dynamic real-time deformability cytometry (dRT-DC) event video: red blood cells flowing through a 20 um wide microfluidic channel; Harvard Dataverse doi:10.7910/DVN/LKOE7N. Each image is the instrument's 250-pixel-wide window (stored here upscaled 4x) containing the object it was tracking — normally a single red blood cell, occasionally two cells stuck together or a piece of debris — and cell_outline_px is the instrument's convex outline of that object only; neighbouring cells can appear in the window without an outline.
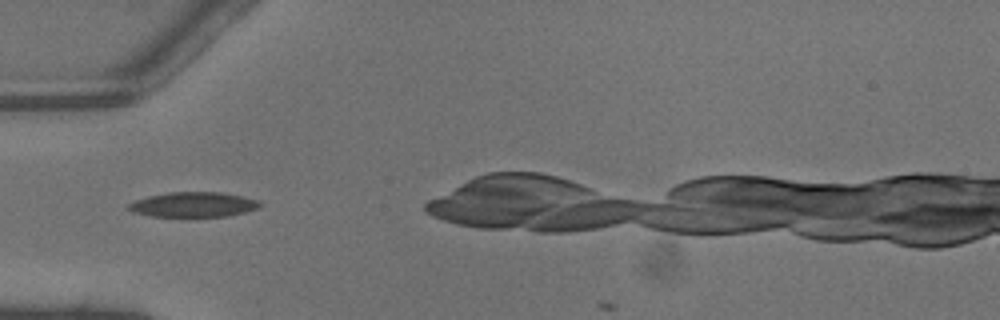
{"species": "common noctule bat (a hibernating species)", "species_latin": "Nyctalus noctula", "temperature_condition": "warm", "stored_images_in_passage": 8, "camera_frame_rate_fps": 3000, "um_per_image_px": 0.085, "animal": {"sex": "male", "body_mass_g": 13.3}, "frame": {"image": 1, "passage_image": 5, "time_ms": 1.333, "image_size_px": [1000, 320], "cell_outline_px": [[260, 208], [228, 216], [152, 216], [132, 212], [128, 208], [128, 204], [136, 200], [148, 196], [168, 192], [220, 192], [260, 200]], "centroid_in_image_um": [16.44, 17.38], "position_along_channel_um": 68.6, "area_um2": 18.96}}